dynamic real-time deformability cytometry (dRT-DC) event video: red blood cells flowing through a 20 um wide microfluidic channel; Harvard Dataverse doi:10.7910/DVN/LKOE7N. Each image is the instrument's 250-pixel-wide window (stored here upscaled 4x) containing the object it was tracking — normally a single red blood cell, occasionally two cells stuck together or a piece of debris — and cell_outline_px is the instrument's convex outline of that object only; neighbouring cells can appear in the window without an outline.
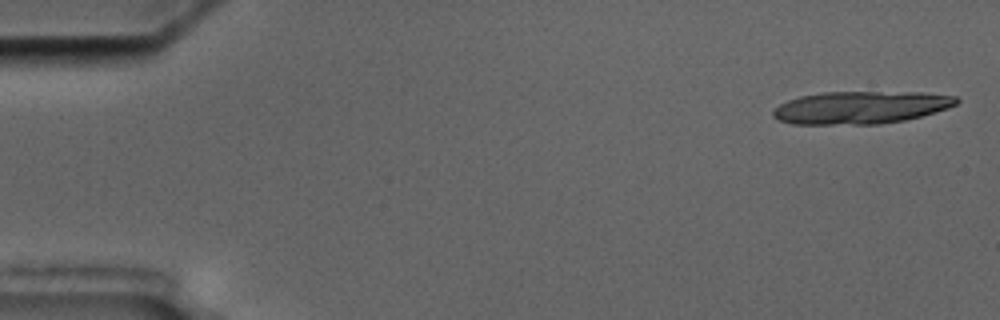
{"species": "common noctule bat (a hibernating species)", "species_latin": "Nyctalus noctula", "temperature_condition": "cold", "stored_images_in_passage": 8, "segment_of_instrument_passage": [1, 2], "camera_frame_rate_fps": 3000, "um_per_image_px": 0.085, "animal": {"sex": "male", "body_mass_g": 17.5, "forearm_length_mm": 52.3}, "frame": {"image": 1, "passage_image": 1, "time_ms": 0.0, "image_size_px": [1000, 320], "cell_outline_px": [[960, 100], [956, 104], [948, 108], [936, 112], [904, 120], [880, 124], [792, 124], [776, 120], [772, 116], [772, 112], [780, 104], [788, 100], [800, 96], [820, 92], [920, 92], [956, 96]], "centroid_in_image_um": [73.15, 9.13], "position_along_channel_um": 11.9, "area_um2": 34.97}}